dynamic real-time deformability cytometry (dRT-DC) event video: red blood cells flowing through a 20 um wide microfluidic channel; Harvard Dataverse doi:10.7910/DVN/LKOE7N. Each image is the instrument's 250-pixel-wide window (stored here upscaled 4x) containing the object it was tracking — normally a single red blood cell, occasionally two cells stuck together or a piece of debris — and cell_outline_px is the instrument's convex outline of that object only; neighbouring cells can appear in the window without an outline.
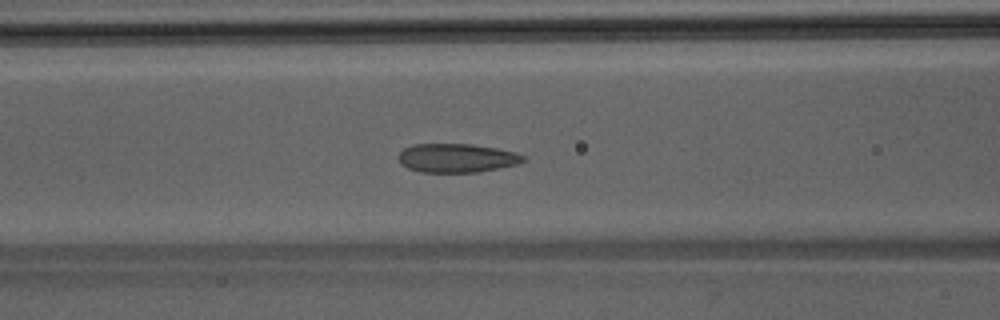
{"species": "Egyptian fruit bat (a non-hibernating species)", "species_latin": "Rousettus aegyptiacus", "temperature_condition": "room temperature", "stored_images_in_passage": 48, "camera_frame_rate_fps": 3000, "um_per_image_px": 0.085, "animal": {"sex": "male"}, "frame": {"image": 1, "passage_image": 20, "time_ms": 6.333, "image_size_px": [1000, 320], "cell_outline_px": [[524, 160], [516, 164], [480, 172], [420, 172], [408, 168], [400, 164], [400, 152], [404, 148], [412, 144], [472, 144], [496, 148], [516, 152], [524, 156]], "centroid_in_image_um": [38.81, 13.43], "position_along_channel_um": 127.8, "area_um2": 20.87}}
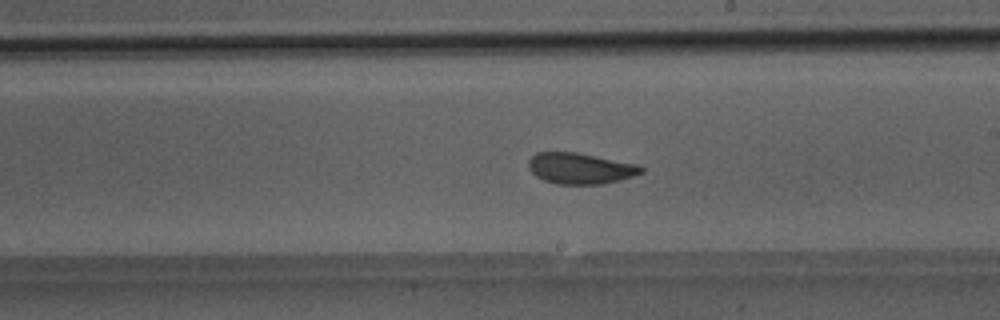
{"frame": {"image": 2, "passage_image": 28, "time_ms": 9.0, "image_size_px": [1000, 320], "cell_outline_px": [[644, 172], [620, 180], [604, 184], [556, 184], [544, 180], [536, 176], [528, 168], [528, 160], [536, 152], [576, 152], [636, 164], [644, 168]], "centroid_in_image_um": [49.3, 14.31], "position_along_channel_um": 239.7, "area_um2": 20.35}}
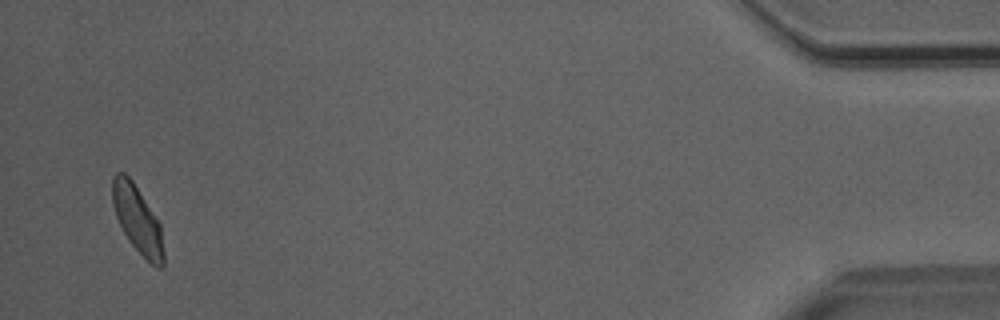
{"frame": {"image": 3, "passage_image": 47, "time_ms": 15.333, "image_size_px": [1000, 320], "cell_outline_px": [[164, 264], [160, 268], [156, 268], [128, 240], [116, 216], [112, 204], [112, 176], [116, 172], [124, 172], [132, 180], [160, 224], [164, 252]], "centroid_in_image_um": [11.67, 18.64], "position_along_channel_um": 423.5, "area_um2": 19.77}}